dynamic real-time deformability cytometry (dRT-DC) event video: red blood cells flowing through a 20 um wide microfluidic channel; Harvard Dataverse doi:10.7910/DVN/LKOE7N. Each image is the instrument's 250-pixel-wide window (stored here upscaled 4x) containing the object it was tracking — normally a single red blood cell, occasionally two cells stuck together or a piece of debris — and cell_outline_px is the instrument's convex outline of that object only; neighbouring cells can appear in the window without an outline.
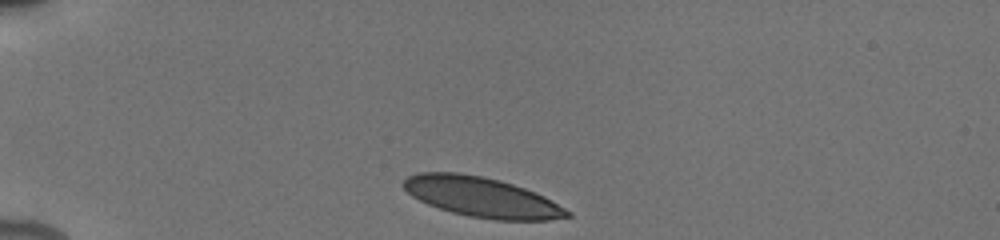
{"species": "human", "species_latin": "Homo sapiens", "temperature_condition": "cold", "stored_images_in_passage": 12, "camera_frame_rate_fps": 3000, "um_per_image_px": 0.085, "donor": {"sex": "male"}, "frame": {"image": 1, "passage_image": 1, "time_ms": 0.0, "image_size_px": [1000, 240], "cell_outline_px": [[572, 216], [548, 220], [496, 220], [468, 216], [452, 212], [428, 204], [412, 196], [400, 184], [408, 176], [416, 172], [460, 172], [500, 180], [536, 192], [544, 196], [572, 212]], "centroid_in_image_um": [40.94, 16.75], "position_along_channel_um": 44.1, "area_um2": 38.09}}
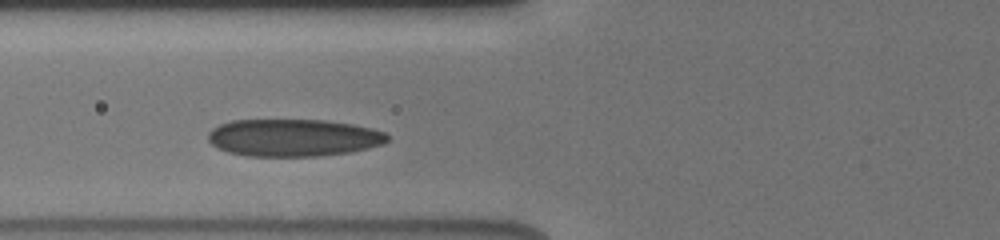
{"frame": {"image": 2, "passage_image": 7, "time_ms": 2.667, "image_size_px": [1000, 240], "cell_outline_px": [[388, 140], [384, 144], [352, 152], [320, 156], [248, 156], [228, 152], [212, 144], [208, 140], [208, 132], [212, 128], [220, 124], [232, 120], [324, 120], [352, 124], [372, 128], [384, 132], [388, 136]], "centroid_in_image_um": [24.95, 11.7], "position_along_channel_um": 100.9, "area_um2": 39.13}}